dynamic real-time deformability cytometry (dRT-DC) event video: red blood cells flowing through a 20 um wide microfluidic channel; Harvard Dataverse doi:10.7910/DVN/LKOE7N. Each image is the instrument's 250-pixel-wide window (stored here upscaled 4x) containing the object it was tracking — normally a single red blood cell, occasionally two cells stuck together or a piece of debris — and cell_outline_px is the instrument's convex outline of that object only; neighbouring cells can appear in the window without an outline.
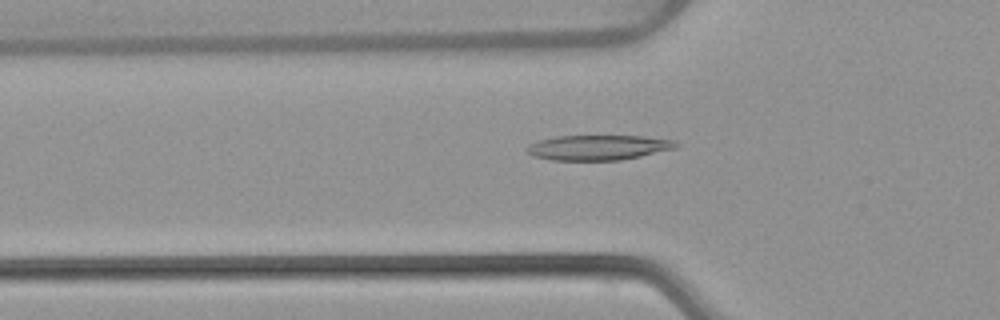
{"species": "common noctule bat (a hibernating species)", "species_latin": "Nyctalus noctula", "temperature_condition": "warm", "stored_images_in_passage": 53, "camera_frame_rate_fps": 3000, "um_per_image_px": 0.085, "animal": {"sex": "female", "body_mass_g": 22.7, "forearm_length_mm": 54.2}, "frame": {"image": 1, "passage_image": 18, "time_ms": 5.667, "image_size_px": [1000, 320], "cell_outline_px": [[680, 144], [676, 148], [640, 156], [620, 160], [552, 160], [532, 156], [524, 148], [528, 144], [536, 140], [556, 136], [644, 136], [676, 140]], "centroid_in_image_um": [50.83, 12.53], "position_along_channel_um": 75.0, "area_um2": 21.96}}
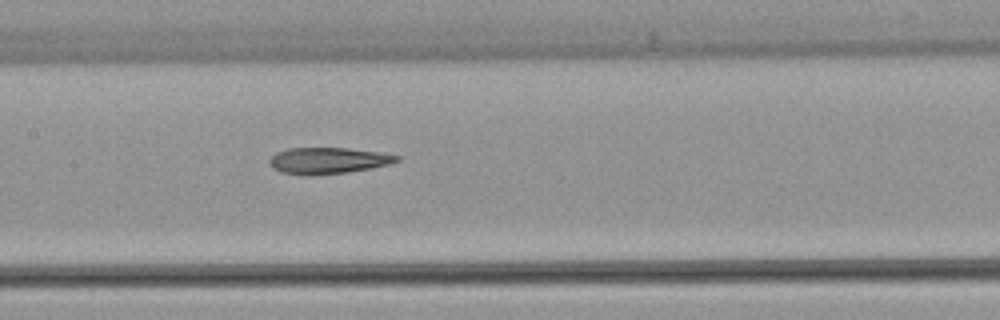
{"frame": {"image": 2, "passage_image": 26, "time_ms": 8.333, "image_size_px": [1000, 320], "cell_outline_px": [[400, 160], [388, 164], [372, 168], [348, 172], [308, 176], [304, 176], [280, 172], [272, 168], [268, 164], [268, 160], [276, 152], [288, 148], [348, 148], [376, 152], [400, 156]], "centroid_in_image_um": [27.81, 13.66], "position_along_channel_um": 179.6, "area_um2": 19.65}}
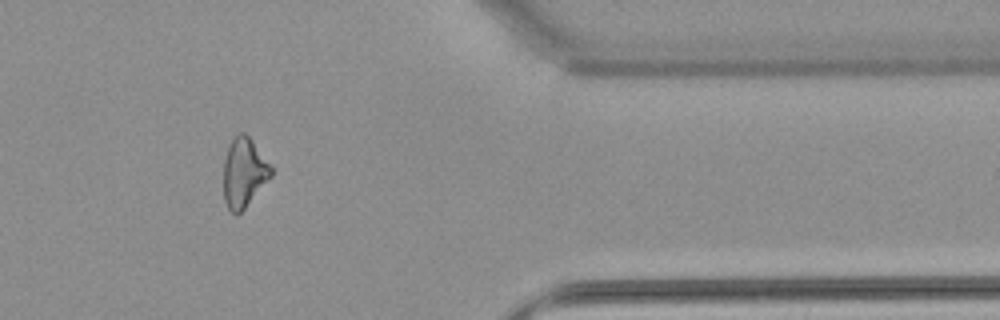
{"frame": {"image": 3, "passage_image": 44, "time_ms": 14.333, "image_size_px": [1000, 320], "cell_outline_px": [[272, 176], [244, 208], [236, 216], [228, 208], [224, 200], [224, 160], [228, 148], [236, 132], [244, 132], [252, 140], [272, 168]], "centroid_in_image_um": [20.72, 14.66], "position_along_channel_um": 390.7, "area_um2": 18.96}, "authors_computed_cell_mechanics": {"area_um2": 20.8658, "velocity_mm_per_s": 3.8925, "shape_relaxation_time_tau1_ms": null, "shape_relaxation_time_tau2_ms": 4.7642, "deformation_change_tau1": null, "deformation_change_tau2": 0.17}}